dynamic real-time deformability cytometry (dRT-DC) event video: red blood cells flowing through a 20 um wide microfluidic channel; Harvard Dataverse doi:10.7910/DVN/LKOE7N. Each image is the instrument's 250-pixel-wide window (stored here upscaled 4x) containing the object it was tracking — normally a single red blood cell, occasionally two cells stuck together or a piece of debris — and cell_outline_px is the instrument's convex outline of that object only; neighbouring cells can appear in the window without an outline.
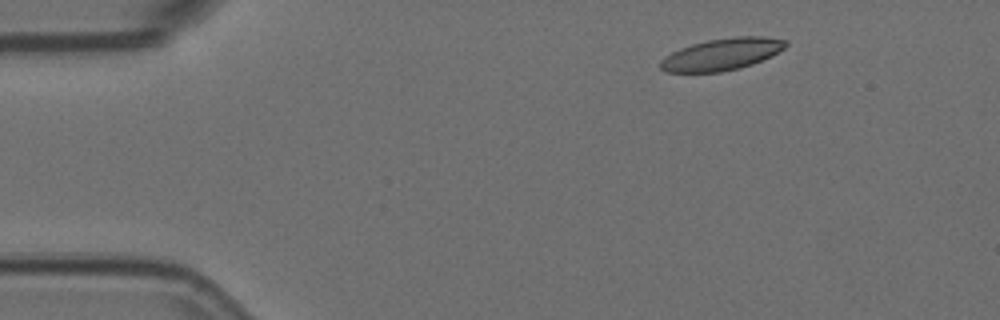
{"species": "Egyptian fruit bat (a non-hibernating species)", "species_latin": "Rousettus aegyptiacus", "temperature_condition": "room temperature", "stored_images_in_passage": 4, "camera_frame_rate_fps": 3000, "um_per_image_px": 0.085, "animal": {"sex": "female"}, "frame": {"image": 1, "passage_image": 2, "time_ms": 0.333, "image_size_px": [1000, 320], "cell_outline_px": [[788, 44], [784, 48], [772, 56], [752, 64], [720, 72], [668, 72], [660, 68], [660, 60], [664, 56], [680, 48], [692, 44], [708, 40], [736, 36], [764, 36], [788, 40]], "centroid_in_image_um": [61.37, 4.6], "position_along_channel_um": 23.6, "area_um2": 23.24}}